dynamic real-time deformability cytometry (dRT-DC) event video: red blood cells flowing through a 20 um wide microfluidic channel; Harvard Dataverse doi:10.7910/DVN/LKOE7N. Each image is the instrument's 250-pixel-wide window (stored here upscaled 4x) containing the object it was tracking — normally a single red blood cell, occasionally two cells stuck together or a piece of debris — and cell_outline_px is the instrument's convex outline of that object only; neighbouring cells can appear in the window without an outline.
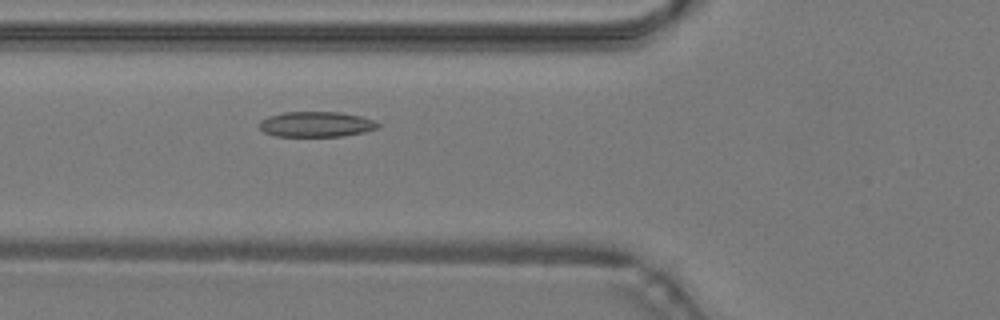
{"species": "common noctule bat (a hibernating species)", "species_latin": "Nyctalus noctula", "temperature_condition": "warm", "stored_images_in_passage": 36, "camera_frame_rate_fps": 3000, "um_per_image_px": 0.085, "animal": {"sex": "male", "body_mass_g": 19.2, "forearm_length_mm": 51.8}, "frame": {"image": 1, "passage_image": 12, "time_ms": 3.667, "image_size_px": [1000, 320], "cell_outline_px": [[380, 128], [364, 132], [344, 136], [276, 136], [264, 132], [260, 128], [260, 120], [268, 116], [284, 112], [340, 112], [360, 116], [372, 120], [380, 124]], "centroid_in_image_um": [26.89, 10.56], "position_along_channel_um": 98.9, "area_um2": 17.51}}
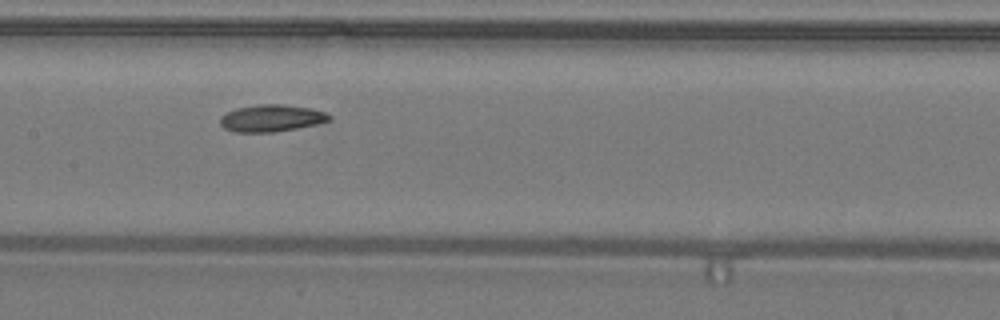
{"frame": {"image": 2, "passage_image": 18, "time_ms": 5.667, "image_size_px": [1000, 320], "cell_outline_px": [[332, 120], [316, 124], [296, 128], [272, 132], [236, 132], [224, 128], [220, 124], [220, 116], [236, 108], [256, 104], [284, 104], [312, 108], [328, 112], [332, 116]], "centroid_in_image_um": [23.11, 10.03], "position_along_channel_um": 184.3, "area_um2": 17.34}}
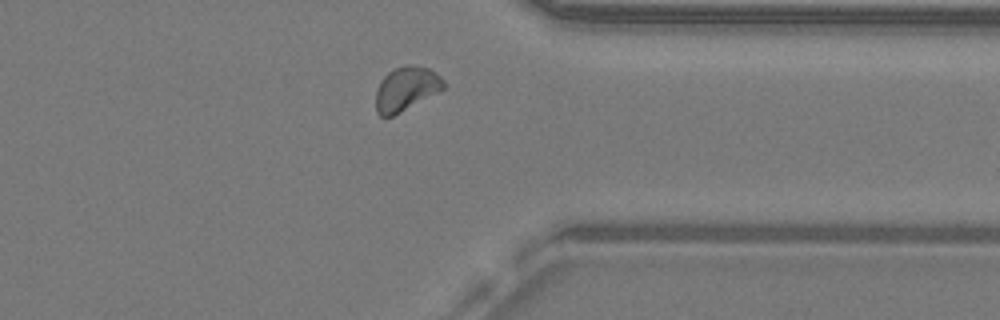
{"frame": {"image": 3, "passage_image": 32, "time_ms": 10.333, "image_size_px": [1000, 320], "cell_outline_px": [[448, 84], [444, 88], [400, 112], [392, 116], [380, 116], [376, 112], [376, 92], [380, 80], [388, 72], [404, 64], [412, 64], [428, 68], [436, 72]], "centroid_in_image_um": [34.52, 7.51], "position_along_channel_um": 376.9, "area_um2": 17.34}, "authors_computed_cell_mechanics": {"area_um2": 17.1955, "velocity_mm_per_s": 4.2352, "shape_relaxation_time_tau1_ms": 4.11, "shape_relaxation_time_tau2_ms": null, "deformation_change_tau1": 0.0896, "deformation_change_tau2": null}}